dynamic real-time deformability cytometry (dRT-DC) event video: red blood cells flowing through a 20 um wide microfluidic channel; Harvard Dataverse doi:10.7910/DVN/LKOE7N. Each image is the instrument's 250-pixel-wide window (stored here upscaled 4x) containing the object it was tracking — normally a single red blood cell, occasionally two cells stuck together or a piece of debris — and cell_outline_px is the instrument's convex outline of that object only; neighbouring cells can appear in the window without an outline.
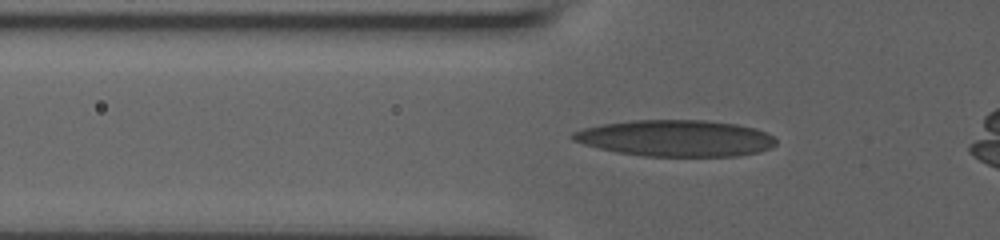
{"species": "human", "species_latin": "Homo sapiens", "temperature_condition": "room temperature", "stored_images_in_passage": 39, "camera_frame_rate_fps": 3000, "um_per_image_px": 0.085, "donor": {"sex": "male"}, "frame": {"image": 1, "passage_image": 8, "time_ms": 2.333, "image_size_px": [1000, 240], "cell_outline_px": [[776, 144], [772, 148], [760, 152], [736, 156], [644, 156], [616, 152], [584, 144], [572, 140], [568, 136], [572, 132], [584, 128], [600, 124], [632, 120], [708, 120], [736, 124], [756, 128], [772, 136], [776, 140]], "centroid_in_image_um": [57.43, 11.74], "position_along_channel_um": 68.4, "area_um2": 43.35}}
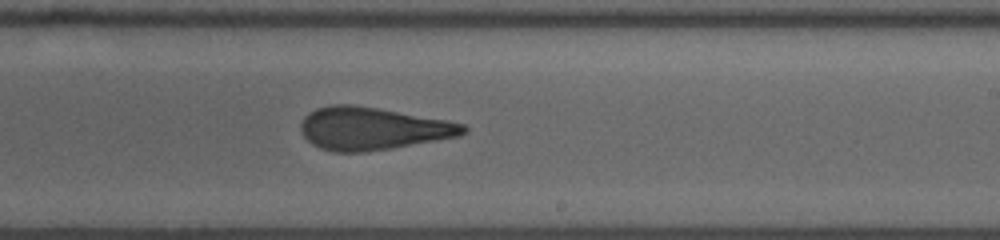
{"frame": {"image": 2, "passage_image": 23, "time_ms": 7.333, "image_size_px": [1000, 240], "cell_outline_px": [[468, 132], [460, 136], [392, 148], [364, 152], [332, 152], [320, 148], [312, 144], [304, 136], [300, 128], [300, 124], [304, 116], [308, 112], [316, 108], [332, 104], [352, 104], [448, 120], [464, 124], [468, 128]], "centroid_in_image_um": [31.66, 10.93], "position_along_channel_um": 257.3, "area_um2": 40.52}}
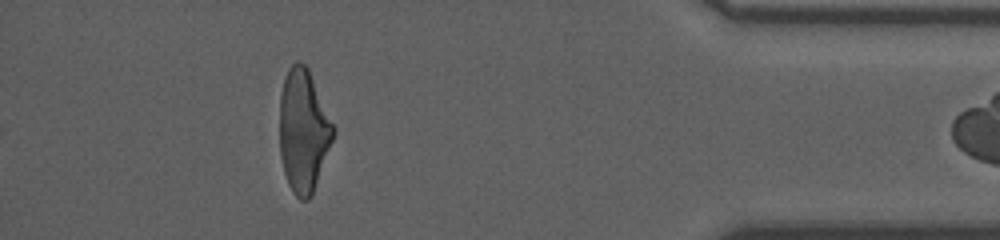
{"frame": {"image": 3, "passage_image": 38, "time_ms": 12.333, "image_size_px": [1000, 240], "cell_outline_px": [[336, 132], [312, 196], [308, 200], [300, 200], [292, 192], [288, 184], [284, 172], [280, 156], [280, 96], [284, 80], [288, 68], [296, 60], [300, 60], [308, 68], [336, 128]], "centroid_in_image_um": [25.8, 11.13], "position_along_channel_um": 409.4, "area_um2": 38.73}}